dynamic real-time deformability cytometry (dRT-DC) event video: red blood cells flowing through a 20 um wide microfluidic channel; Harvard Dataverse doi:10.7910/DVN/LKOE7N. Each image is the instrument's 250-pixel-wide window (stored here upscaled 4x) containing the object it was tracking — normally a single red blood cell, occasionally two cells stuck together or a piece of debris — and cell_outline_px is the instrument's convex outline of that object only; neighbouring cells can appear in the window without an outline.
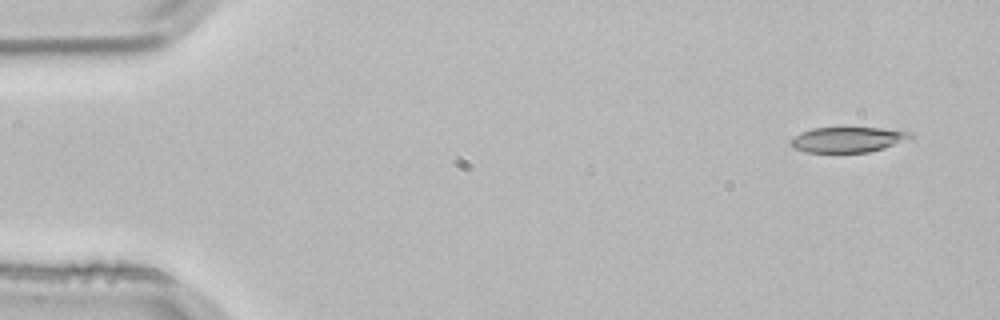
{"species": "common noctule bat (a hibernating species)", "species_latin": "Nyctalus noctula", "temperature_condition": "room temperature", "stored_images_in_passage": 3, "camera_frame_rate_fps": 3000, "um_per_image_px": 0.085, "animal": {"sex": "male", "body_mass_g": 21.5, "forearm_length_mm": 52.0}, "frame": {"image": 1, "passage_image": 1, "time_ms": 0.0, "image_size_px": [1000, 320], "cell_outline_px": [[912, 136], [884, 148], [868, 152], [804, 152], [792, 148], [788, 140], [792, 136], [800, 132], [812, 128], [880, 128], [912, 132]], "centroid_in_image_um": [71.93, 11.87], "position_along_channel_um": 13.1, "area_um2": 17.57}}
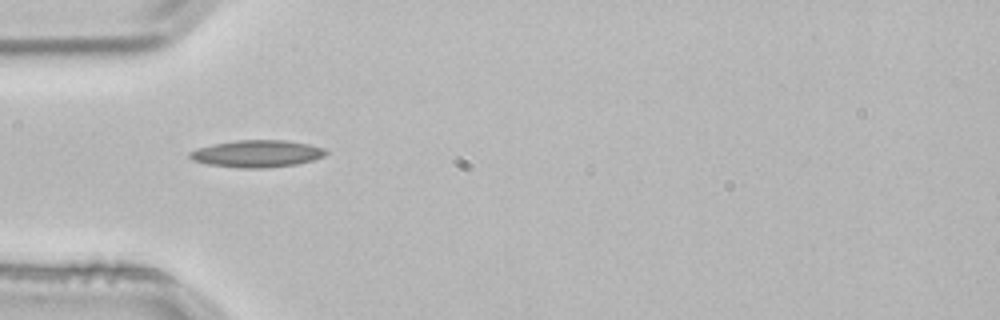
{"frame": {"image": 2, "passage_image": 3, "time_ms": 0.667, "image_size_px": [1000, 320], "cell_outline_px": [[328, 152], [324, 156], [312, 160], [296, 164], [268, 168], [240, 168], [208, 164], [192, 160], [188, 156], [188, 152], [196, 148], [212, 144], [236, 140], [284, 140], [308, 144], [324, 148]], "centroid_in_image_um": [21.81, 13.06], "position_along_channel_um": 63.2, "area_um2": 21.56}}